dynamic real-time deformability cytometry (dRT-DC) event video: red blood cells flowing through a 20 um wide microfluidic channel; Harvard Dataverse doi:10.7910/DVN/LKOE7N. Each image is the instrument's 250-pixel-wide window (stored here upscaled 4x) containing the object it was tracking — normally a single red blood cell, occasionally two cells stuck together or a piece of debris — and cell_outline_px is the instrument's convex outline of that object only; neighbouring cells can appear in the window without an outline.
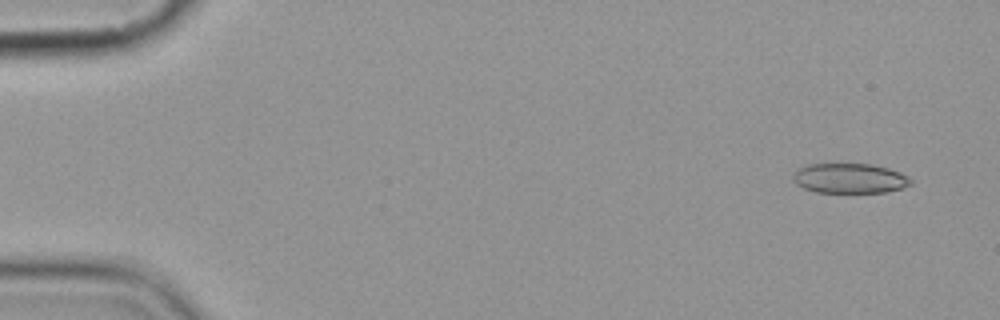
{"species": "common noctule bat (a hibernating species)", "species_latin": "Nyctalus noctula", "temperature_condition": "cold", "stored_images_in_passage": 5, "camera_frame_rate_fps": 3000, "um_per_image_px": 0.085, "animal": {"sex": "female", "body_mass_g": 19.9}, "frame": {"image": 1, "passage_image": 1, "time_ms": 0.0, "image_size_px": [1000, 320], "cell_outline_px": [[912, 184], [900, 188], [884, 192], [816, 192], [804, 188], [796, 184], [792, 180], [792, 176], [800, 168], [808, 164], [872, 164], [888, 168], [900, 172], [908, 176], [912, 180]], "centroid_in_image_um": [72.23, 15.15], "position_along_channel_um": 12.8, "area_um2": 20.4}}